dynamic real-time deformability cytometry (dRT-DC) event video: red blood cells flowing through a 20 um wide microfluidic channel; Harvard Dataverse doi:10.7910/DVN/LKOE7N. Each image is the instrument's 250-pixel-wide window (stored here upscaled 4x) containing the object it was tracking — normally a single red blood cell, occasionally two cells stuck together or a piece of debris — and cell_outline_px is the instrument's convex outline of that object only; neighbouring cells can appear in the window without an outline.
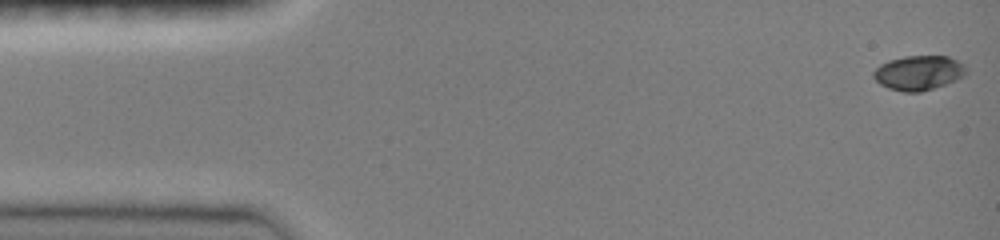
{"species": "common noctule bat (a hibernating species)", "species_latin": "Nyctalus noctula", "temperature_condition": "room temperature", "stored_images_in_passage": 47, "camera_frame_rate_fps": 3000, "um_per_image_px": 0.085, "animal": {"sex": "female", "body_mass_g": 19.0, "forearm_length_mm": 51.5}, "frame": {"image": 1, "passage_image": 1, "time_ms": 0.0, "image_size_px": [1000, 240], "cell_outline_px": [[968, 72], [964, 76], [956, 80], [920, 92], [904, 92], [888, 88], [880, 84], [872, 76], [872, 72], [880, 64], [888, 60], [904, 56], [948, 56], [964, 64], [968, 68]], "centroid_in_image_um": [78.08, 6.18], "position_along_channel_um": 6.9, "area_um2": 18.79}}
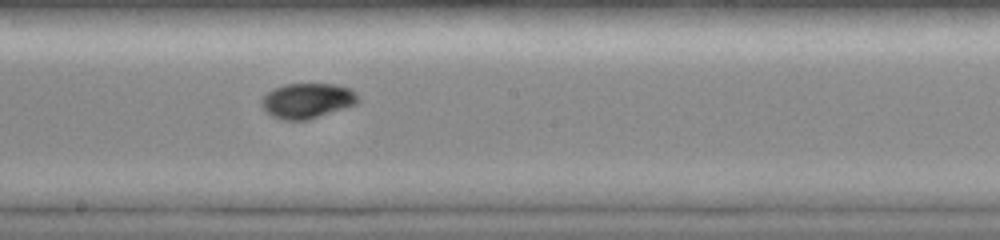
{"frame": {"image": 2, "passage_image": 26, "time_ms": 8.333, "image_size_px": [1000, 240], "cell_outline_px": [[360, 100], [356, 104], [308, 120], [280, 120], [272, 116], [260, 104], [260, 100], [268, 92], [284, 84], [336, 84], [352, 88]], "centroid_in_image_um": [26.13, 8.56], "position_along_channel_um": 222.1, "area_um2": 19.77}}
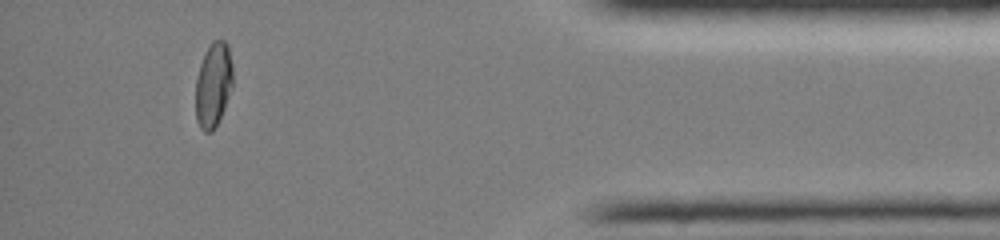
{"frame": {"image": 3, "passage_image": 43, "time_ms": 14.0, "image_size_px": [1000, 240], "cell_outline_px": [[232, 88], [224, 108], [212, 132], [204, 132], [200, 128], [196, 120], [196, 80], [200, 64], [204, 52], [212, 40], [224, 40], [228, 44], [232, 64]], "centroid_in_image_um": [18.13, 7.18], "position_along_channel_um": 417.1, "area_um2": 18.38}, "authors_computed_cell_mechanics": {"area_um2": 18.9584, "velocity_mm_per_s": 4.0605, "shape_relaxation_time_tau1_ms": null, "shape_relaxation_time_tau2_ms": 1.8243, "deformation_change_tau1": null, "deformation_change_tau2": 0.0254}}